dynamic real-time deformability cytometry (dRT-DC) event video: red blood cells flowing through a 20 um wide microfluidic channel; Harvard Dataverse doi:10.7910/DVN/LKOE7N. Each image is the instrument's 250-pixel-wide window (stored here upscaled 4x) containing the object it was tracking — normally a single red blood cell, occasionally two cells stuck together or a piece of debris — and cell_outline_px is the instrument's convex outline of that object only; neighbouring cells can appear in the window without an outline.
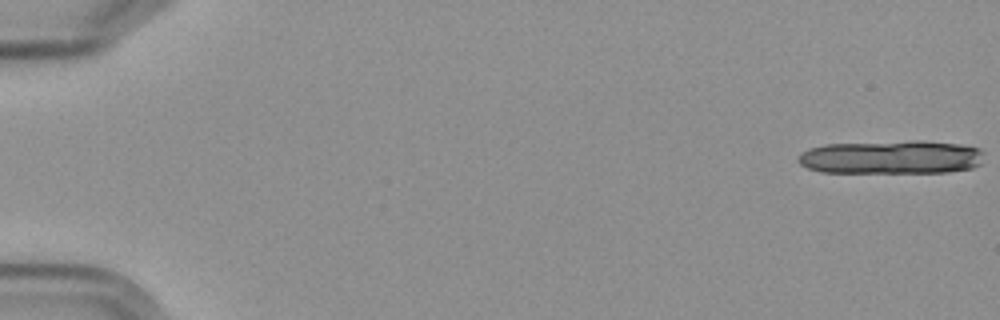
{"species": "Egyptian fruit bat (a non-hibernating species)", "species_latin": "Rousettus aegyptiacus", "temperature_condition": "cold", "stored_images_in_passage": 4, "camera_frame_rate_fps": 3000, "um_per_image_px": 0.085, "frame": {"image": 1, "passage_image": 1, "time_ms": 0.0, "image_size_px": [1000, 320], "cell_outline_px": [[984, 152], [980, 164], [972, 168], [948, 172], [820, 172], [808, 168], [800, 164], [796, 160], [800, 152], [808, 148], [824, 144], [916, 140], [956, 144], [980, 148]], "centroid_in_image_um": [75.72, 13.35], "position_along_channel_um": 9.3, "area_um2": 36.59}}